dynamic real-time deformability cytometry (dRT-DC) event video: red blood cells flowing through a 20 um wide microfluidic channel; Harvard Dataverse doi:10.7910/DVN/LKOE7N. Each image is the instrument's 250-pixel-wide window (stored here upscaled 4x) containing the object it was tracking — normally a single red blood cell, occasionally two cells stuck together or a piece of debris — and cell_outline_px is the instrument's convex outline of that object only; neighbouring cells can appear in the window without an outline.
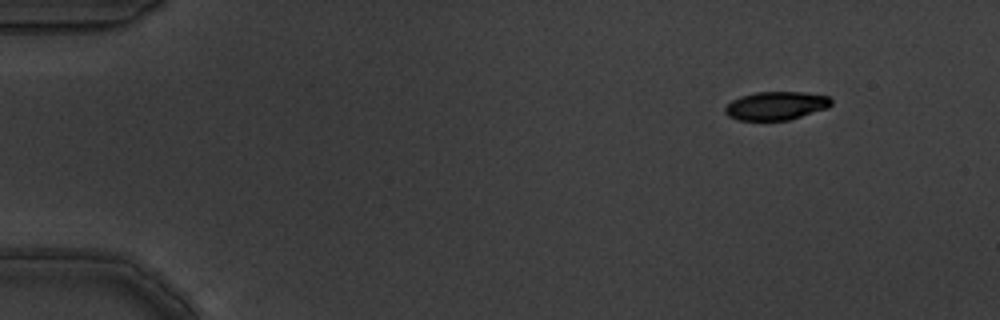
{"species": "common noctule bat (a hibernating species)", "species_latin": "Nyctalus noctula", "temperature_condition": "warm", "stored_images_in_passage": 8, "camera_frame_rate_fps": 3000, "um_per_image_px": 0.085, "animal": {"sex": "male", "body_mass_g": 19.5, "forearm_length_mm": 54.6}, "frame": {"image": 1, "passage_image": 1, "time_ms": 0.0, "image_size_px": [1000, 320], "cell_outline_px": [[832, 104], [828, 108], [788, 120], [736, 120], [728, 116], [724, 112], [724, 108], [732, 100], [740, 96], [756, 92], [804, 92], [828, 96], [832, 100]], "centroid_in_image_um": [65.95, 8.99], "position_along_channel_um": 19.0, "area_um2": 17.63}}
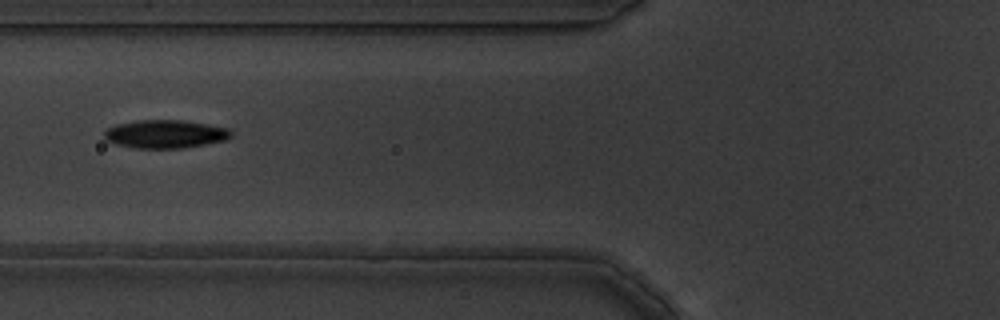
{"frame": {"image": 2, "passage_image": 6, "time_ms": 1.667, "image_size_px": [1000, 320], "cell_outline_px": [[232, 136], [224, 140], [184, 148], [132, 148], [116, 144], [108, 140], [104, 136], [104, 132], [108, 128], [116, 124], [136, 120], [184, 120], [228, 128], [232, 132]], "centroid_in_image_um": [14.03, 11.39], "position_along_channel_um": 111.8, "area_um2": 20.81}}
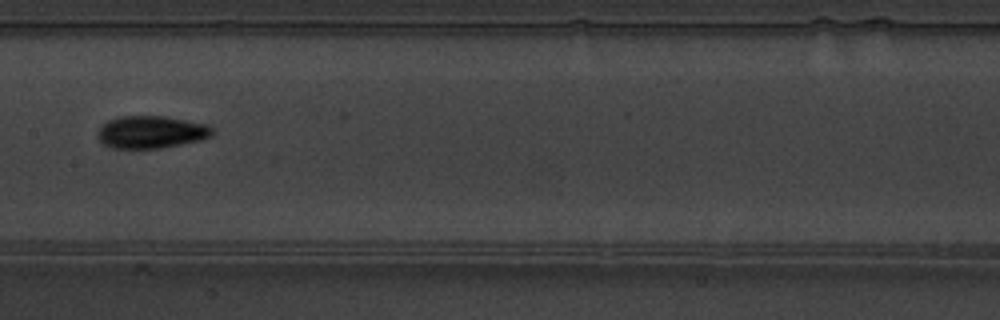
{"frame": {"image": 3, "passage_image": 8, "time_ms": 2.333, "image_size_px": [1000, 320], "cell_outline_px": [[212, 136], [200, 140], [160, 148], [108, 148], [96, 136], [96, 132], [108, 120], [120, 116], [164, 116], [208, 124], [212, 128]], "centroid_in_image_um": [12.82, 11.22], "position_along_channel_um": 194.6, "area_um2": 21.68}}